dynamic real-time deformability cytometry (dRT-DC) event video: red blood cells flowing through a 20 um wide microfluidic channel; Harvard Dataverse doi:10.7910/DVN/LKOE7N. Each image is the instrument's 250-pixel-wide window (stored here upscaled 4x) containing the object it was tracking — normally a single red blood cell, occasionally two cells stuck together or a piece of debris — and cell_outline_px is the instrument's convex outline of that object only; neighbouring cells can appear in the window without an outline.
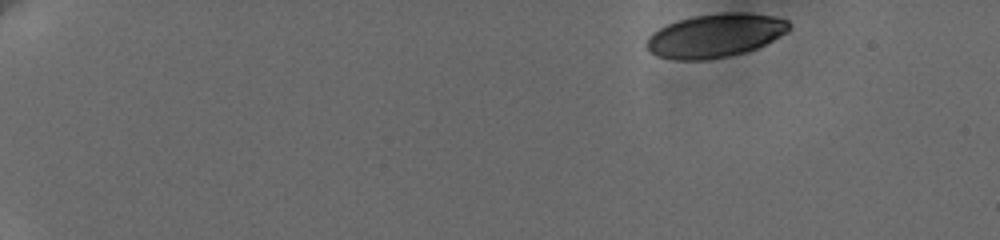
{"species": "human", "species_latin": "Homo sapiens", "temperature_condition": "cold", "stored_images_in_passage": 8, "camera_frame_rate_fps": 3000, "um_per_image_px": 0.085, "donor": {"sex": "female"}, "frame": {"image": 1, "passage_image": 1, "time_ms": 0.0, "image_size_px": [1000, 240], "cell_outline_px": [[788, 32], [756, 48], [744, 52], [728, 56], [704, 60], [672, 60], [656, 56], [644, 44], [648, 36], [652, 32], [668, 24], [692, 16], [724, 12], [744, 12], [772, 16], [788, 20]], "centroid_in_image_um": [60.75, 3.02], "position_along_channel_um": 24.2, "area_um2": 36.07}}
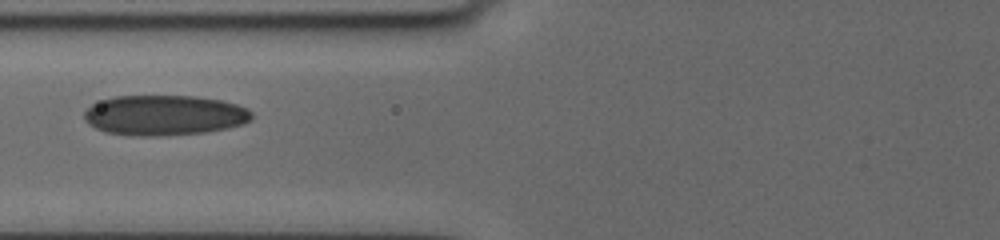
{"frame": {"image": 2, "passage_image": 6, "time_ms": 6.333, "image_size_px": [1000, 240], "cell_outline_px": [[252, 120], [240, 124], [224, 128], [204, 132], [164, 136], [132, 136], [104, 132], [88, 124], [84, 120], [84, 112], [92, 104], [116, 96], [192, 96], [220, 100], [236, 104], [248, 108], [252, 112]], "centroid_in_image_um": [13.95, 9.8], "position_along_channel_um": 111.9, "area_um2": 39.25}}
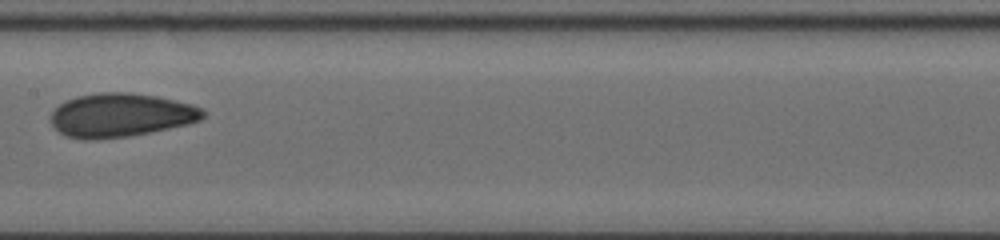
{"frame": {"image": 3, "passage_image": 8, "time_ms": 8.667, "image_size_px": [1000, 240], "cell_outline_px": [[204, 116], [200, 120], [188, 124], [128, 136], [84, 140], [64, 136], [52, 124], [52, 112], [60, 104], [76, 96], [100, 92], [128, 92], [156, 96], [176, 100], [192, 104], [200, 108], [204, 112]], "centroid_in_image_um": [10.26, 9.78], "position_along_channel_um": 197.1, "area_um2": 38.44}}